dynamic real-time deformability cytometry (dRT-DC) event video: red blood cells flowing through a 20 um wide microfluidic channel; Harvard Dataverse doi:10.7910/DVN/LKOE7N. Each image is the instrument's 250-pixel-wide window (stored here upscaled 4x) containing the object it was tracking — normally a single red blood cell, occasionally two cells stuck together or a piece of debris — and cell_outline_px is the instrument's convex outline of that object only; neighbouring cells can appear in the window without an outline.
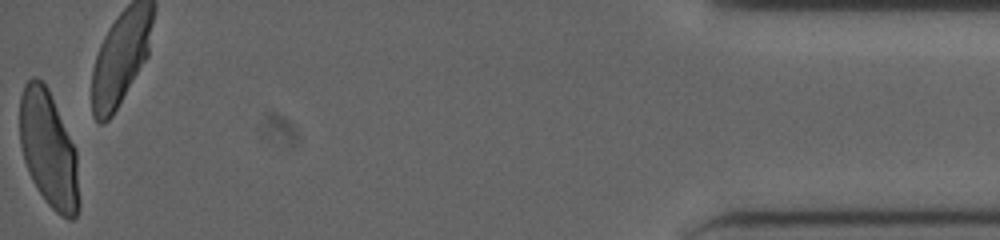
{"species": "human", "species_latin": "Homo sapiens", "temperature_condition": "cold", "stored_images_in_passage": 45, "camera_frame_rate_fps": 3000, "um_per_image_px": 0.085, "donor": {"sex": "male"}, "frame": {"image": 1, "passage_image": 45, "time_ms": 14.667, "image_size_px": [1000, 240], "cell_outline_px": [[80, 208], [76, 216], [72, 220], [68, 220], [60, 216], [48, 204], [36, 188], [28, 172], [24, 160], [20, 144], [20, 96], [24, 84], [32, 76], [36, 76], [48, 88], [76, 148], [80, 200]], "centroid_in_image_um": [4.15, 12.72], "position_along_channel_um": 431.1, "area_um2": 40.75}, "authors_computed_cell_mechanics": {"area_um2": 41.9628, "velocity_mm_per_s": 3.8767, "shape_relaxation_time_tau1_ms": 5.2479, "shape_relaxation_time_tau2_ms": null, "deformation_change_tau1": 0.1673, "deformation_change_tau2": null}}